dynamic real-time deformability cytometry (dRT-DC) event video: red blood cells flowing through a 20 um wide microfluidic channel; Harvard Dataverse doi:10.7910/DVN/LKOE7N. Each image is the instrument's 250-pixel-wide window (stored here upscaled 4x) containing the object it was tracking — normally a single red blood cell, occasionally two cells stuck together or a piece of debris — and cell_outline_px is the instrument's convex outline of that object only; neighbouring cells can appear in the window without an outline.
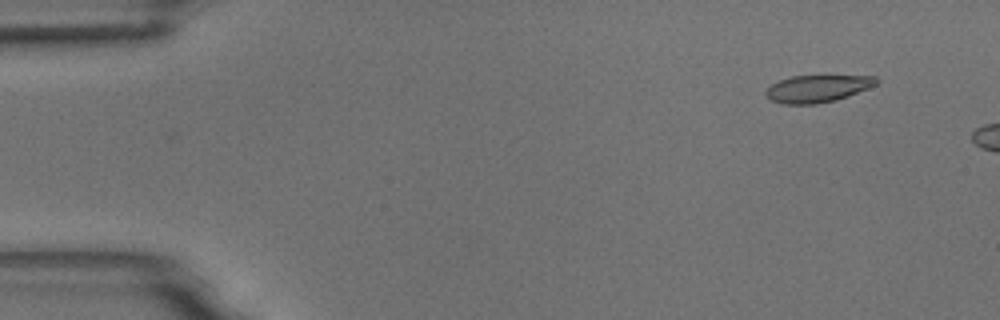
{"species": "common noctule bat (a hibernating species)", "species_latin": "Nyctalus noctula", "temperature_condition": "room temperature", "stored_images_in_passage": 10, "camera_frame_rate_fps": 3000, "um_per_image_px": 0.085, "animal": {"sex": "male", "body_mass_g": 18.8}, "frame": {"image": 1, "passage_image": 5, "time_ms": 1.333, "image_size_px": [1000, 320], "cell_outline_px": [[880, 80], [876, 84], [868, 88], [848, 96], [816, 104], [784, 104], [772, 100], [764, 92], [772, 84], [780, 80], [792, 76], [876, 76]], "centroid_in_image_um": [69.5, 7.52], "position_along_channel_um": 15.5, "area_um2": 17.22}}